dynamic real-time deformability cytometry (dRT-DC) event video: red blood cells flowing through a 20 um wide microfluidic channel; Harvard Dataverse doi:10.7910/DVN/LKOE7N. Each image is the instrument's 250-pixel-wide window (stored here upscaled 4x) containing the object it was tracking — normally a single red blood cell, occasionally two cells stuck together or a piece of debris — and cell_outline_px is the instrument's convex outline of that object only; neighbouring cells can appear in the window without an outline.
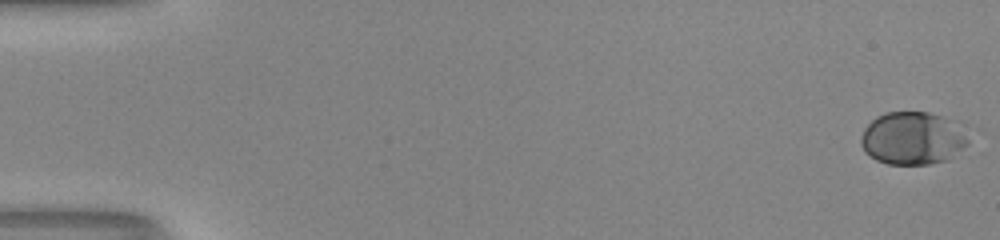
{"species": "human", "species_latin": "Homo sapiens", "temperature_condition": "room temperature", "stored_images_in_passage": 52, "camera_frame_rate_fps": 3000, "um_per_image_px": 0.085, "donor": {"sex": "male"}, "frame": {"image": 1, "passage_image": 1, "time_ms": 0.0, "image_size_px": [1000, 240], "cell_outline_px": [[984, 132], [948, 160], [928, 164], [888, 164], [876, 160], [864, 152], [860, 144], [860, 136], [864, 128], [876, 116], [884, 112], [928, 112], [960, 120], [980, 128]], "centroid_in_image_um": [77.85, 11.7], "position_along_channel_um": 7.1, "area_um2": 35.55}}
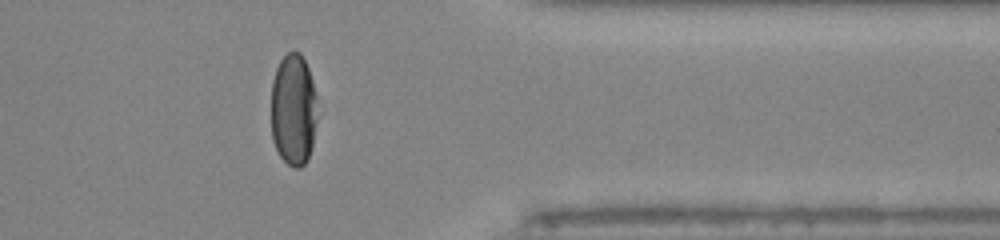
{"frame": {"image": 2, "passage_image": 43, "time_ms": 14.0, "image_size_px": [1000, 240], "cell_outline_px": [[316, 120], [312, 144], [308, 160], [300, 168], [296, 168], [288, 164], [280, 156], [272, 140], [272, 80], [276, 68], [280, 60], [288, 52], [300, 52], [308, 68], [312, 80], [316, 96]], "centroid_in_image_um": [24.93, 9.33], "position_along_channel_um": 386.5, "area_um2": 30.06}}
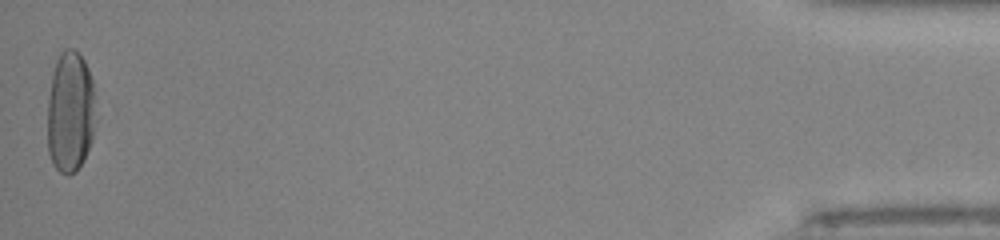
{"frame": {"image": 3, "passage_image": 52, "time_ms": 17.0, "image_size_px": [1000, 240], "cell_outline_px": [[100, 116], [92, 140], [84, 160], [76, 172], [68, 176], [60, 172], [52, 164], [48, 152], [48, 96], [52, 72], [56, 60], [60, 52], [64, 48], [72, 48], [84, 60], [88, 68], [92, 80]], "centroid_in_image_um": [6.03, 9.54], "position_along_channel_um": 429.2, "area_um2": 35.55}, "authors_computed_cell_mechanics": {"area_um2": 33.6107, "velocity_mm_per_s": 4.1399, "shape_relaxation_time_tau1_ms": 3.8785, "shape_relaxation_time_tau2_ms": null, "deformation_change_tau1": 0.2102, "deformation_change_tau2": null}}